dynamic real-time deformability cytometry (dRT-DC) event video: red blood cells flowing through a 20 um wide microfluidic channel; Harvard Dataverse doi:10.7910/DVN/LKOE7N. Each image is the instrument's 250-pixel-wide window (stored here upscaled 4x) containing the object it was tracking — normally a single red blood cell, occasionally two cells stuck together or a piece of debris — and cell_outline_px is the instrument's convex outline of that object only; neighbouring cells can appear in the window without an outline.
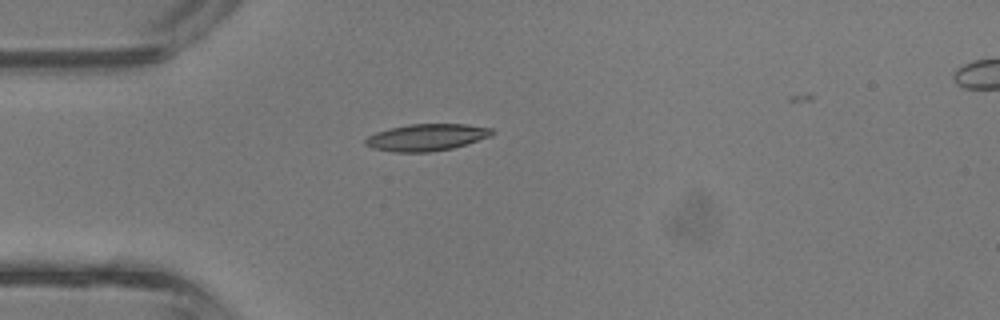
{"species": "common noctule bat (a hibernating species)", "species_latin": "Nyctalus noctula", "temperature_condition": "room temperature", "stored_images_in_passage": 4, "camera_frame_rate_fps": 3000, "um_per_image_px": 0.085, "animal": {"sex": "male", "body_mass_g": 13.3}, "frame": {"image": 1, "passage_image": 3, "time_ms": 0.667, "image_size_px": [1000, 320], "cell_outline_px": [[496, 132], [492, 136], [452, 148], [428, 152], [396, 152], [372, 148], [364, 144], [364, 140], [368, 136], [376, 132], [388, 128], [408, 124], [464, 124], [492, 128]], "centroid_in_image_um": [36.25, 11.67], "position_along_channel_um": 48.7, "area_um2": 19.88}}